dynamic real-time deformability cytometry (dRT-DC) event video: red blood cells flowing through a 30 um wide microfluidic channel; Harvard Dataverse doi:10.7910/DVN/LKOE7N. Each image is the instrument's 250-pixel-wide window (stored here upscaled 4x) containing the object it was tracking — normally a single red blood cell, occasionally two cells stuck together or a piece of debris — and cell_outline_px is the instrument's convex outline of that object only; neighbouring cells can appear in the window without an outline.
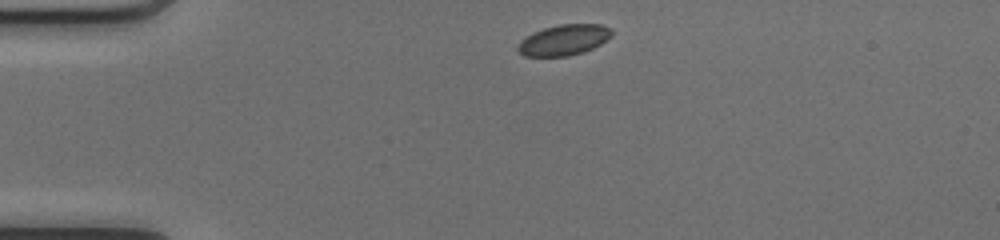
{"species": "common noctule bat (a hibernating species)", "species_latin": "Nyctalus noctula", "temperature_condition": "cold", "stored_images_in_passage": 39, "camera_frame_rate_fps": 3000, "um_per_image_px": 0.085, "animal": {"sex": "female", "body_mass_g": 17.0, "forearm_length_mm": 48.0}, "frame": {"image": 1, "passage_image": 1, "time_ms": 0.0, "image_size_px": [1000, 240], "cell_outline_px": [[612, 36], [600, 44], [584, 52], [568, 56], [524, 56], [516, 48], [520, 40], [532, 32], [544, 28], [560, 24], [600, 24], [608, 28], [612, 32]], "centroid_in_image_um": [47.9, 3.4], "position_along_channel_um": 37.1, "area_um2": 16.76}}
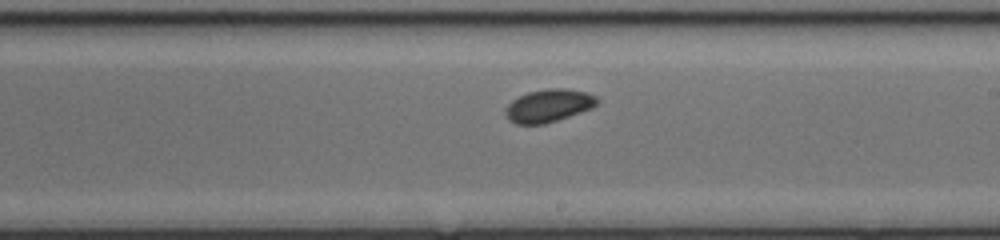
{"frame": {"image": 2, "passage_image": 19, "time_ms": 6.0, "image_size_px": [1000, 240], "cell_outline_px": [[600, 100], [592, 108], [544, 124], [516, 124], [508, 120], [504, 112], [508, 104], [512, 100], [528, 92], [552, 88], [568, 88], [588, 92], [596, 96]], "centroid_in_image_um": [46.64, 8.97], "position_along_channel_um": 242.4, "area_um2": 17.51}}
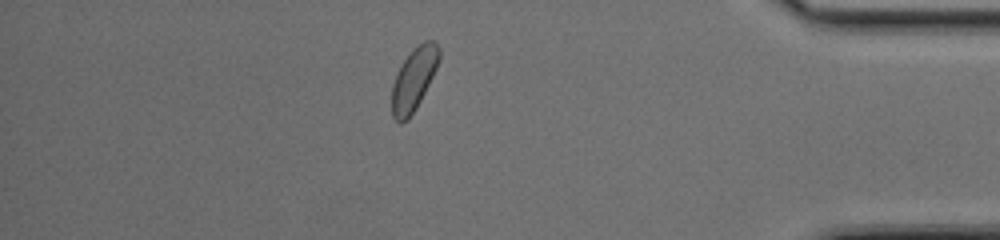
{"frame": {"image": 3, "passage_image": 33, "time_ms": 10.667, "image_size_px": [1000, 240], "cell_outline_px": [[440, 60], [416, 108], [408, 120], [400, 124], [392, 116], [392, 84], [396, 72], [404, 60], [424, 40], [432, 40], [440, 48]], "centroid_in_image_um": [35.16, 6.76], "position_along_channel_um": 400.0, "area_um2": 16.99}, "authors_computed_cell_mechanics": {"area_um2": 17.2822, "velocity_mm_per_s": 4.1468, "shape_relaxation_time_tau1_ms": null, "shape_relaxation_time_tau2_ms": 4.0807, "deformation_change_tau1": null, "deformation_change_tau2": 0.0556}}